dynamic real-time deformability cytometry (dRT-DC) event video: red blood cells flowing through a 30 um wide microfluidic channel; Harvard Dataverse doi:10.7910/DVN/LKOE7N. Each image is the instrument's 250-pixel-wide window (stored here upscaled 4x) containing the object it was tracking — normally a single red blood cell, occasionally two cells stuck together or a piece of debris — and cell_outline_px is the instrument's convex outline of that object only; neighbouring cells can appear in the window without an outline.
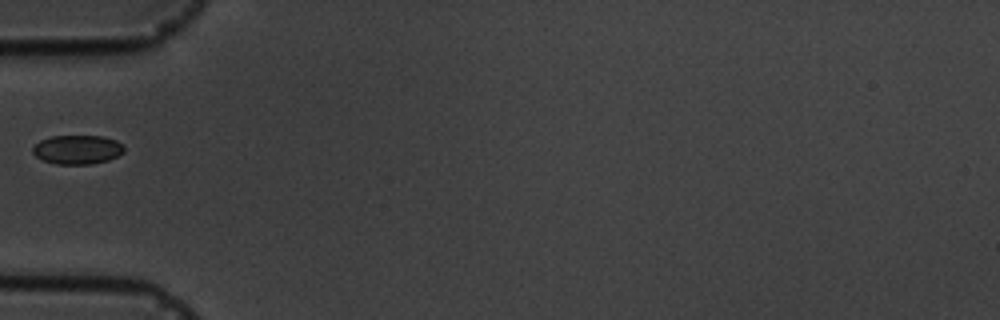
{"species": "common noctule bat (a hibernating species)", "species_latin": "Nyctalus noctula", "temperature_condition": "cold", "stored_images_in_passage": 7, "camera_frame_rate_fps": 3000, "um_per_image_px": 0.085, "animal": {"sex": "male", "body_mass_g": 19.5, "forearm_length_mm": 54.6}, "frame": {"image": 1, "passage_image": 6, "time_ms": 5.667, "image_size_px": [1000, 320], "cell_outline_px": [[124, 152], [108, 160], [92, 164], [56, 164], [44, 160], [36, 156], [32, 152], [32, 148], [40, 140], [52, 136], [104, 136], [116, 140], [124, 144]], "centroid_in_image_um": [6.6, 12.71], "position_along_channel_um": 78.4, "area_um2": 15.49}}
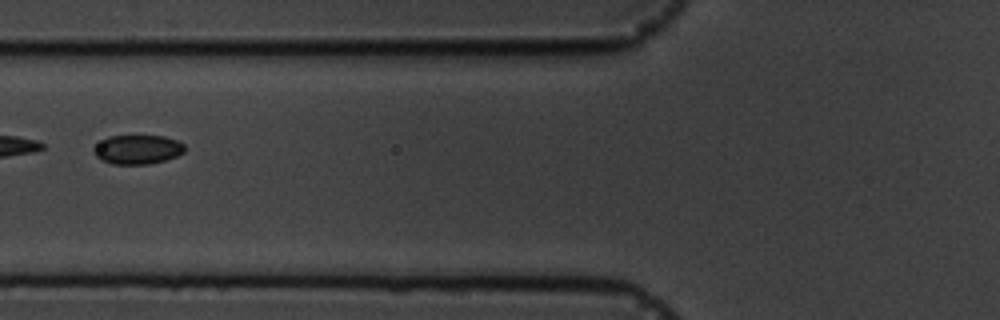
{"frame": {"image": 2, "passage_image": 7, "time_ms": 6.667, "image_size_px": [1000, 320], "cell_outline_px": [[184, 152], [176, 156], [164, 160], [148, 164], [112, 164], [100, 160], [92, 152], [92, 148], [108, 136], [164, 136], [176, 140], [184, 144]], "centroid_in_image_um": [11.66, 12.71], "position_along_channel_um": 114.1, "area_um2": 15.43}}